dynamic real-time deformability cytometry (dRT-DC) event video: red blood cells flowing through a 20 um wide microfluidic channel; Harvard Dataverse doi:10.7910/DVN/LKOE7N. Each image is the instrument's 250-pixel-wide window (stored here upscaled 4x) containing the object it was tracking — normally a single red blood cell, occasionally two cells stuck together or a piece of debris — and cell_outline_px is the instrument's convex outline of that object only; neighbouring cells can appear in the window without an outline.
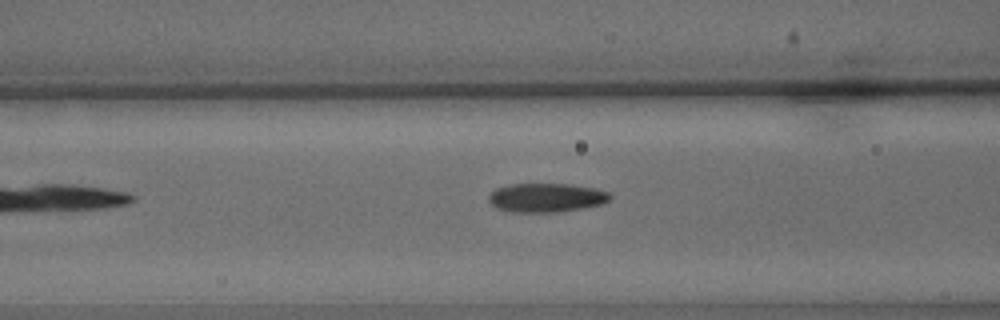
{"species": "common noctule bat (a hibernating species)", "species_latin": "Nyctalus noctula", "temperature_condition": "warm", "stored_images_in_passage": 6, "camera_frame_rate_fps": 3000, "um_per_image_px": 0.085, "animal": {"sex": "male", "body_mass_g": 15.6}, "frame": {"image": 1, "passage_image": 5, "time_ms": 1.333, "image_size_px": [1000, 320], "cell_outline_px": [[612, 200], [604, 204], [556, 212], [516, 212], [496, 208], [488, 200], [488, 196], [496, 188], [512, 184], [568, 184], [592, 188], [608, 192], [612, 196]], "centroid_in_image_um": [46.45, 16.8], "position_along_channel_um": 120.1, "area_um2": 20.35}}